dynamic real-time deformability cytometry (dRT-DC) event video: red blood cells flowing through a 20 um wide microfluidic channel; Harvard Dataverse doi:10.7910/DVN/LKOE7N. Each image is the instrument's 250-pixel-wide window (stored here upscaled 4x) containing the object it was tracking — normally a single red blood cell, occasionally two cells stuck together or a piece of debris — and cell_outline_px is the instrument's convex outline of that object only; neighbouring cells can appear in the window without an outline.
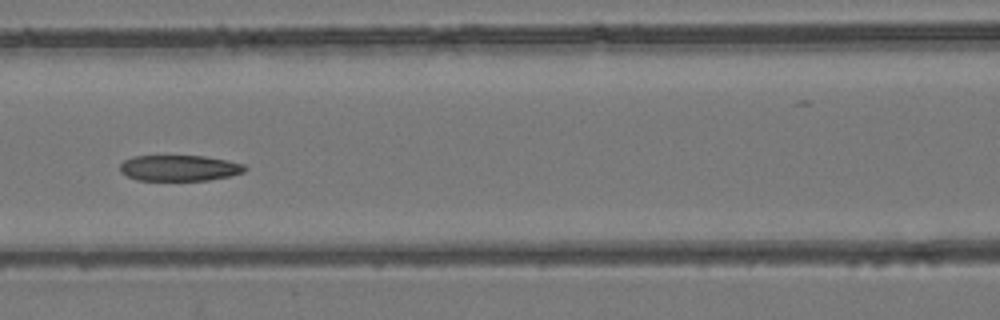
{"species": "common noctule bat (a hibernating species)", "species_latin": "Nyctalus noctula", "temperature_condition": "room temperature", "stored_images_in_passage": 8, "camera_frame_rate_fps": 3000, "um_per_image_px": 0.085, "animal": {"sex": "female", "body_mass_g": 24.6, "forearm_length_mm": 56.2}, "frame": {"image": 1, "passage_image": 7, "time_ms": 8.0, "image_size_px": [1000, 320], "cell_outline_px": [[248, 168], [244, 172], [228, 176], [208, 180], [136, 180], [120, 172], [120, 164], [124, 160], [132, 156], [204, 156], [228, 160], [244, 164]], "centroid_in_image_um": [15.24, 14.28], "position_along_channel_um": 151.4, "area_um2": 18.84}}
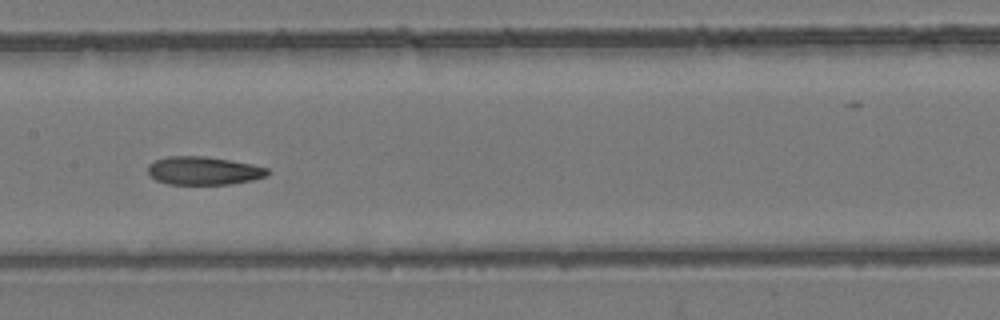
{"frame": {"image": 2, "passage_image": 8, "time_ms": 9.0, "image_size_px": [1000, 320], "cell_outline_px": [[268, 176], [252, 180], [232, 184], [168, 184], [156, 180], [148, 176], [148, 164], [156, 160], [168, 156], [204, 156], [232, 160], [252, 164], [268, 168]], "centroid_in_image_um": [17.3, 14.51], "position_along_channel_um": 190.1, "area_um2": 19.83}}